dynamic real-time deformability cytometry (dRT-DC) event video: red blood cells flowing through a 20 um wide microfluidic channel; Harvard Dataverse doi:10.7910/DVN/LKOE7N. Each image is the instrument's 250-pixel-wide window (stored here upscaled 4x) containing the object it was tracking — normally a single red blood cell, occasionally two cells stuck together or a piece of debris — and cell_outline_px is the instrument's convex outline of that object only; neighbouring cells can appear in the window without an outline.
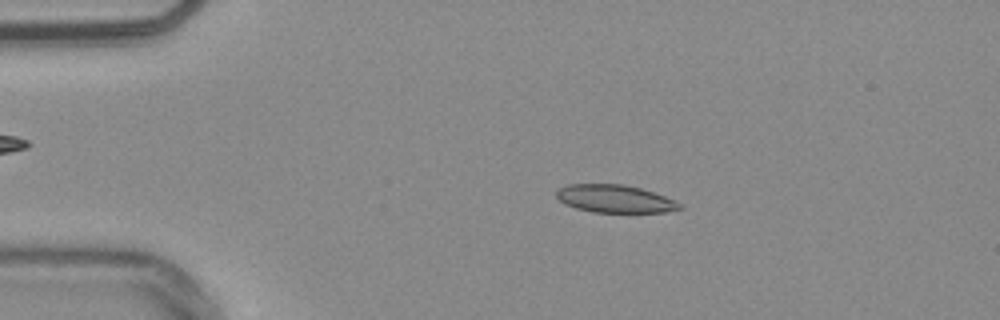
{"species": "common noctule bat (a hibernating species)", "species_latin": "Nyctalus noctula", "temperature_condition": "warm", "stored_images_in_passage": 53, "camera_frame_rate_fps": 3000, "um_per_image_px": 0.085, "animal": {"sex": "male", "body_mass_g": 20.4}, "frame": {"image": 1, "passage_image": 10, "time_ms": 3.0, "image_size_px": [1000, 320], "cell_outline_px": [[684, 208], [664, 212], [592, 212], [576, 208], [564, 204], [556, 196], [556, 188], [568, 184], [624, 184], [640, 188], [676, 200]], "centroid_in_image_um": [52.23, 16.89], "position_along_channel_um": 32.8, "area_um2": 20.0}}
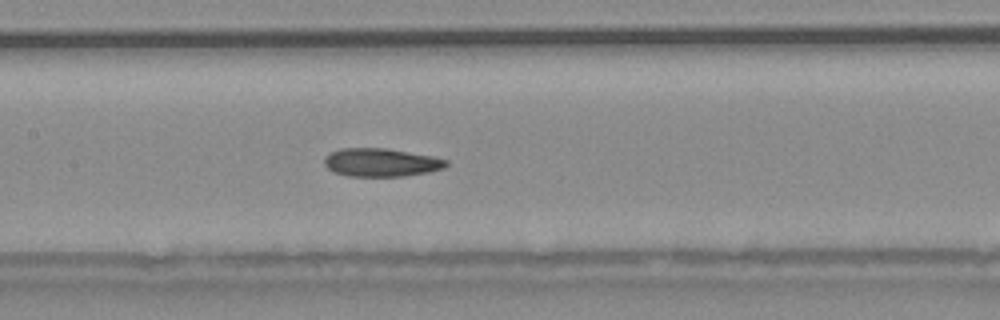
{"frame": {"image": 2, "passage_image": 25, "time_ms": 8.0, "image_size_px": [1000, 320], "cell_outline_px": [[448, 164], [444, 168], [428, 172], [404, 176], [348, 176], [336, 172], [328, 168], [324, 164], [324, 156], [340, 148], [388, 148], [432, 156], [448, 160]], "centroid_in_image_um": [32.4, 13.8], "position_along_channel_um": 175.0, "area_um2": 20.06}}
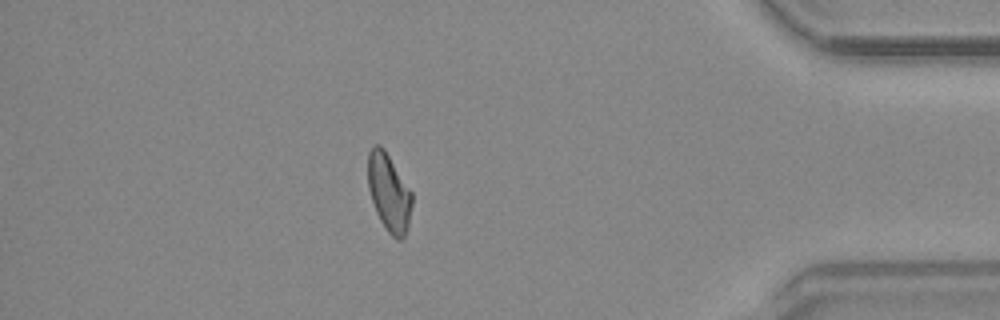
{"frame": {"image": 3, "passage_image": 46, "time_ms": 15.0, "image_size_px": [1000, 320], "cell_outline_px": [[412, 204], [408, 228], [404, 236], [400, 240], [396, 240], [388, 232], [380, 220], [376, 212], [368, 188], [368, 152], [376, 144], [380, 144], [384, 148], [412, 192]], "centroid_in_image_um": [33.06, 16.37], "position_along_channel_um": 402.1, "area_um2": 19.94}, "authors_computed_cell_mechanics": {"area_um2": 20.0566, "velocity_mm_per_s": 3.8081, "shape_relaxation_time_tau1_ms": null, "shape_relaxation_time_tau2_ms": 9.8257, "deformation_change_tau1": null, "deformation_change_tau2": 0.1619}}